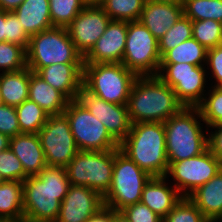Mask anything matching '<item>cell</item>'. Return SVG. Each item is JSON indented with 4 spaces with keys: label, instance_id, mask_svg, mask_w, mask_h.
Returning <instances> with one entry per match:
<instances>
[{
    "label": "cell",
    "instance_id": "1",
    "mask_svg": "<svg viewBox=\"0 0 222 222\" xmlns=\"http://www.w3.org/2000/svg\"><path fill=\"white\" fill-rule=\"evenodd\" d=\"M70 186L66 167L46 166L23 181V211L28 222H55Z\"/></svg>",
    "mask_w": 222,
    "mask_h": 222
},
{
    "label": "cell",
    "instance_id": "2",
    "mask_svg": "<svg viewBox=\"0 0 222 222\" xmlns=\"http://www.w3.org/2000/svg\"><path fill=\"white\" fill-rule=\"evenodd\" d=\"M127 107L132 124L164 123L184 105L177 99L173 89L158 76H138L132 85Z\"/></svg>",
    "mask_w": 222,
    "mask_h": 222
},
{
    "label": "cell",
    "instance_id": "3",
    "mask_svg": "<svg viewBox=\"0 0 222 222\" xmlns=\"http://www.w3.org/2000/svg\"><path fill=\"white\" fill-rule=\"evenodd\" d=\"M119 148L151 177L166 175L169 164L164 123L139 122L132 124Z\"/></svg>",
    "mask_w": 222,
    "mask_h": 222
},
{
    "label": "cell",
    "instance_id": "4",
    "mask_svg": "<svg viewBox=\"0 0 222 222\" xmlns=\"http://www.w3.org/2000/svg\"><path fill=\"white\" fill-rule=\"evenodd\" d=\"M203 124L199 108L185 106L164 122L168 164L195 157L208 148V128Z\"/></svg>",
    "mask_w": 222,
    "mask_h": 222
},
{
    "label": "cell",
    "instance_id": "5",
    "mask_svg": "<svg viewBox=\"0 0 222 222\" xmlns=\"http://www.w3.org/2000/svg\"><path fill=\"white\" fill-rule=\"evenodd\" d=\"M138 76L122 63H84L83 87L110 103L127 105Z\"/></svg>",
    "mask_w": 222,
    "mask_h": 222
},
{
    "label": "cell",
    "instance_id": "6",
    "mask_svg": "<svg viewBox=\"0 0 222 222\" xmlns=\"http://www.w3.org/2000/svg\"><path fill=\"white\" fill-rule=\"evenodd\" d=\"M27 67L32 72L52 64L84 63L65 27H52L30 37Z\"/></svg>",
    "mask_w": 222,
    "mask_h": 222
},
{
    "label": "cell",
    "instance_id": "7",
    "mask_svg": "<svg viewBox=\"0 0 222 222\" xmlns=\"http://www.w3.org/2000/svg\"><path fill=\"white\" fill-rule=\"evenodd\" d=\"M151 176L142 170L120 148L115 149L112 183L103 196V204L115 212L141 202L145 184Z\"/></svg>",
    "mask_w": 222,
    "mask_h": 222
},
{
    "label": "cell",
    "instance_id": "8",
    "mask_svg": "<svg viewBox=\"0 0 222 222\" xmlns=\"http://www.w3.org/2000/svg\"><path fill=\"white\" fill-rule=\"evenodd\" d=\"M114 156L115 149L79 151L66 166L70 185L90 187L103 197L112 183Z\"/></svg>",
    "mask_w": 222,
    "mask_h": 222
},
{
    "label": "cell",
    "instance_id": "9",
    "mask_svg": "<svg viewBox=\"0 0 222 222\" xmlns=\"http://www.w3.org/2000/svg\"><path fill=\"white\" fill-rule=\"evenodd\" d=\"M161 63L158 40L140 22H128L122 64L137 76H157Z\"/></svg>",
    "mask_w": 222,
    "mask_h": 222
},
{
    "label": "cell",
    "instance_id": "10",
    "mask_svg": "<svg viewBox=\"0 0 222 222\" xmlns=\"http://www.w3.org/2000/svg\"><path fill=\"white\" fill-rule=\"evenodd\" d=\"M70 125L79 151H108L120 144L109 134L106 127L76 99L68 102L63 113Z\"/></svg>",
    "mask_w": 222,
    "mask_h": 222
},
{
    "label": "cell",
    "instance_id": "11",
    "mask_svg": "<svg viewBox=\"0 0 222 222\" xmlns=\"http://www.w3.org/2000/svg\"><path fill=\"white\" fill-rule=\"evenodd\" d=\"M157 76L173 89L177 99L185 107H197L209 88L205 66L185 62L160 64Z\"/></svg>",
    "mask_w": 222,
    "mask_h": 222
},
{
    "label": "cell",
    "instance_id": "12",
    "mask_svg": "<svg viewBox=\"0 0 222 222\" xmlns=\"http://www.w3.org/2000/svg\"><path fill=\"white\" fill-rule=\"evenodd\" d=\"M221 169V162L207 148L195 157L170 163L165 177H171L174 182L170 183L183 197H188Z\"/></svg>",
    "mask_w": 222,
    "mask_h": 222
},
{
    "label": "cell",
    "instance_id": "13",
    "mask_svg": "<svg viewBox=\"0 0 222 222\" xmlns=\"http://www.w3.org/2000/svg\"><path fill=\"white\" fill-rule=\"evenodd\" d=\"M38 135L47 166L66 167L79 152L64 114L49 115Z\"/></svg>",
    "mask_w": 222,
    "mask_h": 222
},
{
    "label": "cell",
    "instance_id": "14",
    "mask_svg": "<svg viewBox=\"0 0 222 222\" xmlns=\"http://www.w3.org/2000/svg\"><path fill=\"white\" fill-rule=\"evenodd\" d=\"M76 100L103 123L119 144L125 139L132 125L127 105L102 100L89 93L84 87L79 91Z\"/></svg>",
    "mask_w": 222,
    "mask_h": 222
},
{
    "label": "cell",
    "instance_id": "15",
    "mask_svg": "<svg viewBox=\"0 0 222 222\" xmlns=\"http://www.w3.org/2000/svg\"><path fill=\"white\" fill-rule=\"evenodd\" d=\"M111 18L102 6H88L74 18L66 28L70 39L83 57L103 35Z\"/></svg>",
    "mask_w": 222,
    "mask_h": 222
},
{
    "label": "cell",
    "instance_id": "16",
    "mask_svg": "<svg viewBox=\"0 0 222 222\" xmlns=\"http://www.w3.org/2000/svg\"><path fill=\"white\" fill-rule=\"evenodd\" d=\"M104 206L103 197L90 187L70 185L55 222H86Z\"/></svg>",
    "mask_w": 222,
    "mask_h": 222
},
{
    "label": "cell",
    "instance_id": "17",
    "mask_svg": "<svg viewBox=\"0 0 222 222\" xmlns=\"http://www.w3.org/2000/svg\"><path fill=\"white\" fill-rule=\"evenodd\" d=\"M128 22L111 20L103 35L84 56V63H122Z\"/></svg>",
    "mask_w": 222,
    "mask_h": 222
},
{
    "label": "cell",
    "instance_id": "18",
    "mask_svg": "<svg viewBox=\"0 0 222 222\" xmlns=\"http://www.w3.org/2000/svg\"><path fill=\"white\" fill-rule=\"evenodd\" d=\"M83 67L84 63H58L41 68L37 74L71 101L83 87Z\"/></svg>",
    "mask_w": 222,
    "mask_h": 222
},
{
    "label": "cell",
    "instance_id": "19",
    "mask_svg": "<svg viewBox=\"0 0 222 222\" xmlns=\"http://www.w3.org/2000/svg\"><path fill=\"white\" fill-rule=\"evenodd\" d=\"M183 15L182 3L145 2L139 21L159 40Z\"/></svg>",
    "mask_w": 222,
    "mask_h": 222
},
{
    "label": "cell",
    "instance_id": "20",
    "mask_svg": "<svg viewBox=\"0 0 222 222\" xmlns=\"http://www.w3.org/2000/svg\"><path fill=\"white\" fill-rule=\"evenodd\" d=\"M167 177H151L145 184L141 202L153 212L164 218L182 199L179 191L170 183ZM169 185V186H168Z\"/></svg>",
    "mask_w": 222,
    "mask_h": 222
},
{
    "label": "cell",
    "instance_id": "21",
    "mask_svg": "<svg viewBox=\"0 0 222 222\" xmlns=\"http://www.w3.org/2000/svg\"><path fill=\"white\" fill-rule=\"evenodd\" d=\"M9 148L21 161L28 177L37 176L47 166L38 134L21 133L13 136Z\"/></svg>",
    "mask_w": 222,
    "mask_h": 222
},
{
    "label": "cell",
    "instance_id": "22",
    "mask_svg": "<svg viewBox=\"0 0 222 222\" xmlns=\"http://www.w3.org/2000/svg\"><path fill=\"white\" fill-rule=\"evenodd\" d=\"M188 198L211 222L222 221V169Z\"/></svg>",
    "mask_w": 222,
    "mask_h": 222
},
{
    "label": "cell",
    "instance_id": "23",
    "mask_svg": "<svg viewBox=\"0 0 222 222\" xmlns=\"http://www.w3.org/2000/svg\"><path fill=\"white\" fill-rule=\"evenodd\" d=\"M28 99L37 103L49 115L63 114L69 102L60 91L50 86L42 77L32 71Z\"/></svg>",
    "mask_w": 222,
    "mask_h": 222
},
{
    "label": "cell",
    "instance_id": "24",
    "mask_svg": "<svg viewBox=\"0 0 222 222\" xmlns=\"http://www.w3.org/2000/svg\"><path fill=\"white\" fill-rule=\"evenodd\" d=\"M13 12L29 37L53 27L49 0H24Z\"/></svg>",
    "mask_w": 222,
    "mask_h": 222
},
{
    "label": "cell",
    "instance_id": "25",
    "mask_svg": "<svg viewBox=\"0 0 222 222\" xmlns=\"http://www.w3.org/2000/svg\"><path fill=\"white\" fill-rule=\"evenodd\" d=\"M30 75L28 67L0 73V91L4 104L16 107L28 99Z\"/></svg>",
    "mask_w": 222,
    "mask_h": 222
},
{
    "label": "cell",
    "instance_id": "26",
    "mask_svg": "<svg viewBox=\"0 0 222 222\" xmlns=\"http://www.w3.org/2000/svg\"><path fill=\"white\" fill-rule=\"evenodd\" d=\"M0 219H24L23 181L5 180L0 185Z\"/></svg>",
    "mask_w": 222,
    "mask_h": 222
},
{
    "label": "cell",
    "instance_id": "27",
    "mask_svg": "<svg viewBox=\"0 0 222 222\" xmlns=\"http://www.w3.org/2000/svg\"><path fill=\"white\" fill-rule=\"evenodd\" d=\"M207 49L193 37L185 40L175 48L168 50L162 57L160 64L189 63L205 66Z\"/></svg>",
    "mask_w": 222,
    "mask_h": 222
},
{
    "label": "cell",
    "instance_id": "28",
    "mask_svg": "<svg viewBox=\"0 0 222 222\" xmlns=\"http://www.w3.org/2000/svg\"><path fill=\"white\" fill-rule=\"evenodd\" d=\"M17 119L21 133L38 134L47 122L49 114L37 103L29 99L16 106Z\"/></svg>",
    "mask_w": 222,
    "mask_h": 222
},
{
    "label": "cell",
    "instance_id": "29",
    "mask_svg": "<svg viewBox=\"0 0 222 222\" xmlns=\"http://www.w3.org/2000/svg\"><path fill=\"white\" fill-rule=\"evenodd\" d=\"M184 16L192 21L212 19L222 23V0H182Z\"/></svg>",
    "mask_w": 222,
    "mask_h": 222
},
{
    "label": "cell",
    "instance_id": "30",
    "mask_svg": "<svg viewBox=\"0 0 222 222\" xmlns=\"http://www.w3.org/2000/svg\"><path fill=\"white\" fill-rule=\"evenodd\" d=\"M85 6L84 0H49L53 27L67 28Z\"/></svg>",
    "mask_w": 222,
    "mask_h": 222
},
{
    "label": "cell",
    "instance_id": "31",
    "mask_svg": "<svg viewBox=\"0 0 222 222\" xmlns=\"http://www.w3.org/2000/svg\"><path fill=\"white\" fill-rule=\"evenodd\" d=\"M145 0H107L102 7L114 21H139Z\"/></svg>",
    "mask_w": 222,
    "mask_h": 222
},
{
    "label": "cell",
    "instance_id": "32",
    "mask_svg": "<svg viewBox=\"0 0 222 222\" xmlns=\"http://www.w3.org/2000/svg\"><path fill=\"white\" fill-rule=\"evenodd\" d=\"M203 101L197 106L207 128L222 121V87H209Z\"/></svg>",
    "mask_w": 222,
    "mask_h": 222
},
{
    "label": "cell",
    "instance_id": "33",
    "mask_svg": "<svg viewBox=\"0 0 222 222\" xmlns=\"http://www.w3.org/2000/svg\"><path fill=\"white\" fill-rule=\"evenodd\" d=\"M192 37L206 49L222 42V23L212 19L192 21Z\"/></svg>",
    "mask_w": 222,
    "mask_h": 222
},
{
    "label": "cell",
    "instance_id": "34",
    "mask_svg": "<svg viewBox=\"0 0 222 222\" xmlns=\"http://www.w3.org/2000/svg\"><path fill=\"white\" fill-rule=\"evenodd\" d=\"M192 38V20L182 16L169 30L158 40V49L162 57L168 50L175 48L180 43Z\"/></svg>",
    "mask_w": 222,
    "mask_h": 222
},
{
    "label": "cell",
    "instance_id": "35",
    "mask_svg": "<svg viewBox=\"0 0 222 222\" xmlns=\"http://www.w3.org/2000/svg\"><path fill=\"white\" fill-rule=\"evenodd\" d=\"M27 67L26 50L10 42H0V72L18 71Z\"/></svg>",
    "mask_w": 222,
    "mask_h": 222
},
{
    "label": "cell",
    "instance_id": "36",
    "mask_svg": "<svg viewBox=\"0 0 222 222\" xmlns=\"http://www.w3.org/2000/svg\"><path fill=\"white\" fill-rule=\"evenodd\" d=\"M163 222H211L202 212L195 206V204L188 198L182 199L173 207Z\"/></svg>",
    "mask_w": 222,
    "mask_h": 222
},
{
    "label": "cell",
    "instance_id": "37",
    "mask_svg": "<svg viewBox=\"0 0 222 222\" xmlns=\"http://www.w3.org/2000/svg\"><path fill=\"white\" fill-rule=\"evenodd\" d=\"M0 174L9 181H24L28 177L21 161L10 148L0 152Z\"/></svg>",
    "mask_w": 222,
    "mask_h": 222
},
{
    "label": "cell",
    "instance_id": "38",
    "mask_svg": "<svg viewBox=\"0 0 222 222\" xmlns=\"http://www.w3.org/2000/svg\"><path fill=\"white\" fill-rule=\"evenodd\" d=\"M6 42L29 48L30 37L14 12H6Z\"/></svg>",
    "mask_w": 222,
    "mask_h": 222
},
{
    "label": "cell",
    "instance_id": "39",
    "mask_svg": "<svg viewBox=\"0 0 222 222\" xmlns=\"http://www.w3.org/2000/svg\"><path fill=\"white\" fill-rule=\"evenodd\" d=\"M205 67L207 71V76L210 75L208 77V81H212V79L214 78L210 86L222 87V44L214 48L207 49Z\"/></svg>",
    "mask_w": 222,
    "mask_h": 222
},
{
    "label": "cell",
    "instance_id": "40",
    "mask_svg": "<svg viewBox=\"0 0 222 222\" xmlns=\"http://www.w3.org/2000/svg\"><path fill=\"white\" fill-rule=\"evenodd\" d=\"M130 222H163L158 214L142 202L127 206L120 211Z\"/></svg>",
    "mask_w": 222,
    "mask_h": 222
},
{
    "label": "cell",
    "instance_id": "41",
    "mask_svg": "<svg viewBox=\"0 0 222 222\" xmlns=\"http://www.w3.org/2000/svg\"><path fill=\"white\" fill-rule=\"evenodd\" d=\"M0 133L9 138L20 134L17 111L14 106L6 104L0 106Z\"/></svg>",
    "mask_w": 222,
    "mask_h": 222
},
{
    "label": "cell",
    "instance_id": "42",
    "mask_svg": "<svg viewBox=\"0 0 222 222\" xmlns=\"http://www.w3.org/2000/svg\"><path fill=\"white\" fill-rule=\"evenodd\" d=\"M208 148L222 164V126L208 128Z\"/></svg>",
    "mask_w": 222,
    "mask_h": 222
},
{
    "label": "cell",
    "instance_id": "43",
    "mask_svg": "<svg viewBox=\"0 0 222 222\" xmlns=\"http://www.w3.org/2000/svg\"><path fill=\"white\" fill-rule=\"evenodd\" d=\"M86 222H112V209L108 208L107 206H103Z\"/></svg>",
    "mask_w": 222,
    "mask_h": 222
},
{
    "label": "cell",
    "instance_id": "44",
    "mask_svg": "<svg viewBox=\"0 0 222 222\" xmlns=\"http://www.w3.org/2000/svg\"><path fill=\"white\" fill-rule=\"evenodd\" d=\"M24 0H0V10L13 12Z\"/></svg>",
    "mask_w": 222,
    "mask_h": 222
},
{
    "label": "cell",
    "instance_id": "45",
    "mask_svg": "<svg viewBox=\"0 0 222 222\" xmlns=\"http://www.w3.org/2000/svg\"><path fill=\"white\" fill-rule=\"evenodd\" d=\"M0 42H6V11L0 10Z\"/></svg>",
    "mask_w": 222,
    "mask_h": 222
},
{
    "label": "cell",
    "instance_id": "46",
    "mask_svg": "<svg viewBox=\"0 0 222 222\" xmlns=\"http://www.w3.org/2000/svg\"><path fill=\"white\" fill-rule=\"evenodd\" d=\"M10 138L3 133H0V152L9 148Z\"/></svg>",
    "mask_w": 222,
    "mask_h": 222
},
{
    "label": "cell",
    "instance_id": "47",
    "mask_svg": "<svg viewBox=\"0 0 222 222\" xmlns=\"http://www.w3.org/2000/svg\"><path fill=\"white\" fill-rule=\"evenodd\" d=\"M112 222H130L121 212L112 210Z\"/></svg>",
    "mask_w": 222,
    "mask_h": 222
},
{
    "label": "cell",
    "instance_id": "48",
    "mask_svg": "<svg viewBox=\"0 0 222 222\" xmlns=\"http://www.w3.org/2000/svg\"><path fill=\"white\" fill-rule=\"evenodd\" d=\"M88 6H102L107 0H84Z\"/></svg>",
    "mask_w": 222,
    "mask_h": 222
},
{
    "label": "cell",
    "instance_id": "49",
    "mask_svg": "<svg viewBox=\"0 0 222 222\" xmlns=\"http://www.w3.org/2000/svg\"><path fill=\"white\" fill-rule=\"evenodd\" d=\"M146 2L182 3V0H145Z\"/></svg>",
    "mask_w": 222,
    "mask_h": 222
},
{
    "label": "cell",
    "instance_id": "50",
    "mask_svg": "<svg viewBox=\"0 0 222 222\" xmlns=\"http://www.w3.org/2000/svg\"><path fill=\"white\" fill-rule=\"evenodd\" d=\"M0 222H24V219H0Z\"/></svg>",
    "mask_w": 222,
    "mask_h": 222
},
{
    "label": "cell",
    "instance_id": "51",
    "mask_svg": "<svg viewBox=\"0 0 222 222\" xmlns=\"http://www.w3.org/2000/svg\"><path fill=\"white\" fill-rule=\"evenodd\" d=\"M3 104H4V102H3L1 91H0V106L3 105Z\"/></svg>",
    "mask_w": 222,
    "mask_h": 222
},
{
    "label": "cell",
    "instance_id": "52",
    "mask_svg": "<svg viewBox=\"0 0 222 222\" xmlns=\"http://www.w3.org/2000/svg\"><path fill=\"white\" fill-rule=\"evenodd\" d=\"M5 180H4V178L1 176V174H0V185L4 182Z\"/></svg>",
    "mask_w": 222,
    "mask_h": 222
}]
</instances>
